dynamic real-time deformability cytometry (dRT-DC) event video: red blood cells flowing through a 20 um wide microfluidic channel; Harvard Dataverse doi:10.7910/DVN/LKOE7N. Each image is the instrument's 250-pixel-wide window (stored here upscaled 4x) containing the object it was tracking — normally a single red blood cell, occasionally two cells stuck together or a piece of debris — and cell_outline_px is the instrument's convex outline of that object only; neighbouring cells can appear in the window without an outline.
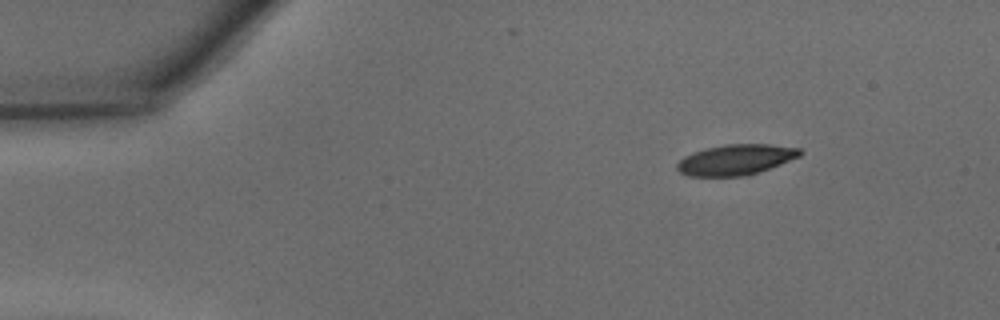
{"species": "common noctule bat (a hibernating species)", "species_latin": "Nyctalus noctula", "temperature_condition": "warm", "stored_images_in_passage": 42, "camera_frame_rate_fps": 3000, "um_per_image_px": 0.085, "animal": {"sex": "male", "body_mass_g": 15.6}, "frame": {"image": 1, "passage_image": 1, "time_ms": 0.0, "image_size_px": [1000, 320], "cell_outline_px": [[804, 152], [800, 156], [780, 164], [748, 176], [688, 176], [680, 172], [676, 168], [676, 164], [684, 156], [704, 148], [728, 144], [768, 144], [800, 148]], "centroid_in_image_um": [62.54, 13.57], "position_along_channel_um": 22.5, "area_um2": 21.91}}
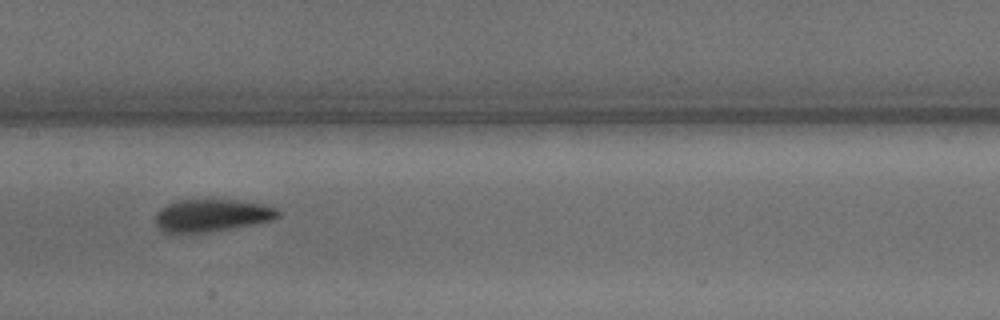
{"frame": {"image": 2, "passage_image": 18, "time_ms": 5.667, "image_size_px": [1000, 320], "cell_outline_px": [[280, 216], [272, 220], [256, 224], [208, 232], [180, 236], [172, 236], [164, 232], [156, 224], [156, 212], [160, 208], [168, 204], [180, 200], [236, 200], [264, 204], [276, 208], [280, 212]], "centroid_in_image_um": [17.96, 18.35], "position_along_channel_um": 189.4, "area_um2": 23.81}}
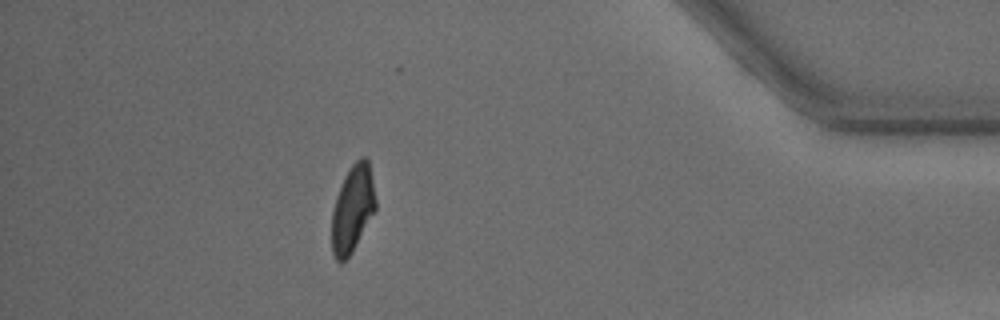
{"frame": {"image": 3, "passage_image": 36, "time_ms": 11.667, "image_size_px": [1000, 320], "cell_outline_px": [[376, 208], [352, 252], [340, 264], [336, 260], [332, 252], [332, 212], [336, 196], [352, 164], [360, 156], [364, 156], [368, 160], [376, 200]], "centroid_in_image_um": [29.96, 17.76], "position_along_channel_um": 405.2, "area_um2": 21.79}, "authors_computed_cell_mechanics": {"area_um2": 23.1489, "velocity_mm_per_s": 4.3543, "shape_relaxation_time_tau1_ms": 2.7853, "shape_relaxation_time_tau2_ms": 2.1036, "deformation_change_tau1": 0.139, "deformation_change_tau2": 0.0841}}